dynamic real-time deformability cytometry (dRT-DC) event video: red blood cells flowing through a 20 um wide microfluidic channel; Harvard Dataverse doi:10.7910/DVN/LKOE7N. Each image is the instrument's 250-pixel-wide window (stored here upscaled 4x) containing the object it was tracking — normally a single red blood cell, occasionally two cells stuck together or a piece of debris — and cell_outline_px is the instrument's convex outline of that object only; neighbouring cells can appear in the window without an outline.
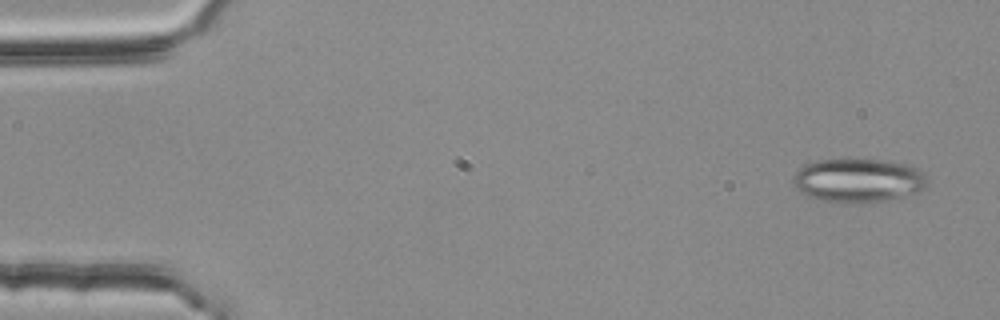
{"species": "common noctule bat (a hibernating species)", "species_latin": "Nyctalus noctula", "temperature_condition": "room temperature", "stored_images_in_passage": 52, "camera_frame_rate_fps": 3000, "um_per_image_px": 0.085, "animal": {"sex": "female", "body_mass_g": 25.1}, "frame": {"image": 1, "passage_image": 1, "time_ms": 0.0, "image_size_px": [1000, 320], "cell_outline_px": [[924, 188], [920, 192], [888, 200], [824, 200], [808, 196], [800, 192], [792, 184], [792, 180], [796, 172], [804, 164], [816, 160], [884, 160], [904, 164], [916, 168], [924, 172]], "centroid_in_image_um": [72.92, 15.3], "position_along_channel_um": 12.1, "area_um2": 33.18}}
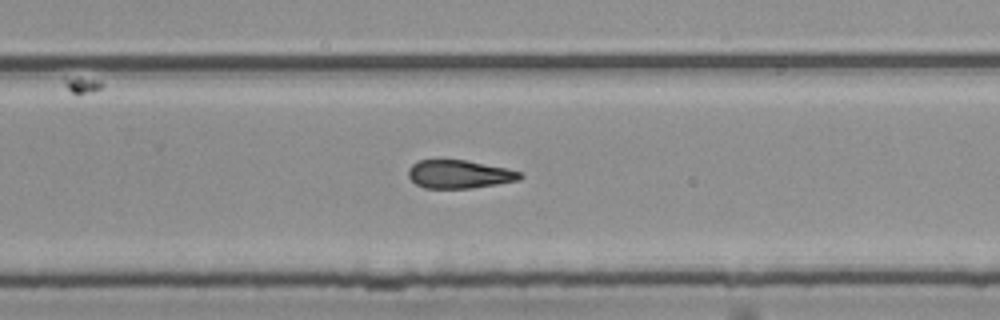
{"frame": {"image": 2, "passage_image": 33, "time_ms": 10.667, "image_size_px": [1000, 320], "cell_outline_px": [[524, 176], [520, 180], [472, 188], [424, 188], [416, 184], [408, 176], [408, 168], [416, 160], [468, 160], [508, 168], [520, 172]], "centroid_in_image_um": [39.05, 14.8], "position_along_channel_um": 290.8, "area_um2": 18.55}}
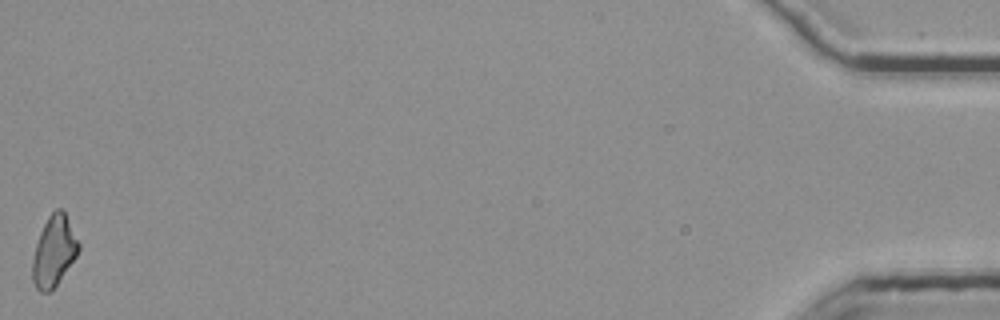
{"frame": {"image": 3, "passage_image": 52, "time_ms": 17.0, "image_size_px": [1000, 320], "cell_outline_px": [[80, 248], [76, 256], [56, 284], [48, 292], [40, 292], [36, 288], [32, 280], [32, 260], [36, 244], [40, 232], [48, 216], [56, 208], [60, 208], [64, 212], [80, 244]], "centroid_in_image_um": [4.57, 21.34], "position_along_channel_um": 430.6, "area_um2": 18.61}, "authors_computed_cell_mechanics": {"area_um2": 19.4208, "velocity_mm_per_s": 3.8024, "shape_relaxation_time_tau1_ms": null, "shape_relaxation_time_tau2_ms": 6.1749, "deformation_change_tau1": null, "deformation_change_tau2": 0.1764}}